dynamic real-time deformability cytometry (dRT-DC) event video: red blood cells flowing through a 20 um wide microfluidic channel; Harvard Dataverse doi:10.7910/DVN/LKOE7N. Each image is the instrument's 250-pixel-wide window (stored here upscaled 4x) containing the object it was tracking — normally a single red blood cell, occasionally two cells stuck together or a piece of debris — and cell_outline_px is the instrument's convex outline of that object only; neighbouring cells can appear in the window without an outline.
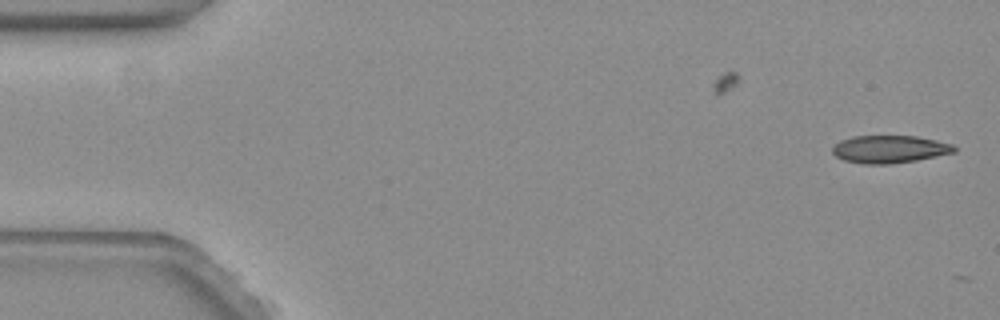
{"species": "common noctule bat (a hibernating species)", "species_latin": "Nyctalus noctula", "temperature_condition": "warm", "stored_images_in_passage": 2, "camera_frame_rate_fps": 3000, "um_per_image_px": 0.085, "animal": {"sex": "female", "body_mass_g": 19.3, "forearm_length_mm": 54.1}, "frame": {"image": 1, "passage_image": 1, "time_ms": 0.0, "image_size_px": [1000, 320], "cell_outline_px": [[956, 152], [916, 160], [888, 164], [864, 164], [844, 160], [836, 156], [832, 152], [832, 148], [840, 140], [852, 136], [916, 136], [936, 140], [952, 144], [956, 148]], "centroid_in_image_um": [75.61, 12.68], "position_along_channel_um": 9.4, "area_um2": 19.54}}